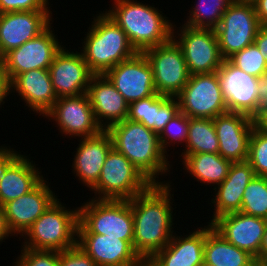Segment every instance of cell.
Instances as JSON below:
<instances>
[{"instance_id":"obj_1","label":"cell","mask_w":267,"mask_h":266,"mask_svg":"<svg viewBox=\"0 0 267 266\" xmlns=\"http://www.w3.org/2000/svg\"><path fill=\"white\" fill-rule=\"evenodd\" d=\"M169 183L151 184L129 200L134 219L133 248L141 259H150L162 250L174 234Z\"/></svg>"},{"instance_id":"obj_2","label":"cell","mask_w":267,"mask_h":266,"mask_svg":"<svg viewBox=\"0 0 267 266\" xmlns=\"http://www.w3.org/2000/svg\"><path fill=\"white\" fill-rule=\"evenodd\" d=\"M107 131L111 135L113 147L152 184L165 183L156 178L169 172L171 164L167 159L169 155L161 149L157 133L142 123L128 119L111 125Z\"/></svg>"},{"instance_id":"obj_3","label":"cell","mask_w":267,"mask_h":266,"mask_svg":"<svg viewBox=\"0 0 267 266\" xmlns=\"http://www.w3.org/2000/svg\"><path fill=\"white\" fill-rule=\"evenodd\" d=\"M161 12L157 7L137 0H114L112 9L105 11L126 33L139 53L172 39L173 27L176 28V25Z\"/></svg>"},{"instance_id":"obj_4","label":"cell","mask_w":267,"mask_h":266,"mask_svg":"<svg viewBox=\"0 0 267 266\" xmlns=\"http://www.w3.org/2000/svg\"><path fill=\"white\" fill-rule=\"evenodd\" d=\"M93 20L82 42L81 53L94 75H104L138 52L126 33L104 11Z\"/></svg>"},{"instance_id":"obj_5","label":"cell","mask_w":267,"mask_h":266,"mask_svg":"<svg viewBox=\"0 0 267 266\" xmlns=\"http://www.w3.org/2000/svg\"><path fill=\"white\" fill-rule=\"evenodd\" d=\"M61 204L57 198L32 224L23 235L22 247L60 252L77 245L79 208L67 210Z\"/></svg>"},{"instance_id":"obj_6","label":"cell","mask_w":267,"mask_h":266,"mask_svg":"<svg viewBox=\"0 0 267 266\" xmlns=\"http://www.w3.org/2000/svg\"><path fill=\"white\" fill-rule=\"evenodd\" d=\"M78 208L77 233L118 237L133 246L134 219L129 200H99L93 197Z\"/></svg>"},{"instance_id":"obj_7","label":"cell","mask_w":267,"mask_h":266,"mask_svg":"<svg viewBox=\"0 0 267 266\" xmlns=\"http://www.w3.org/2000/svg\"><path fill=\"white\" fill-rule=\"evenodd\" d=\"M152 183L114 147L109 151L97 183L91 188L94 199L130 200ZM97 194V195H96Z\"/></svg>"},{"instance_id":"obj_8","label":"cell","mask_w":267,"mask_h":266,"mask_svg":"<svg viewBox=\"0 0 267 266\" xmlns=\"http://www.w3.org/2000/svg\"><path fill=\"white\" fill-rule=\"evenodd\" d=\"M228 112L245 114L254 120L262 115L264 80L251 76L224 59L217 71Z\"/></svg>"},{"instance_id":"obj_9","label":"cell","mask_w":267,"mask_h":266,"mask_svg":"<svg viewBox=\"0 0 267 266\" xmlns=\"http://www.w3.org/2000/svg\"><path fill=\"white\" fill-rule=\"evenodd\" d=\"M176 97L180 112L189 118L213 119L228 112L217 72L190 75Z\"/></svg>"},{"instance_id":"obj_10","label":"cell","mask_w":267,"mask_h":266,"mask_svg":"<svg viewBox=\"0 0 267 266\" xmlns=\"http://www.w3.org/2000/svg\"><path fill=\"white\" fill-rule=\"evenodd\" d=\"M261 27L254 4L231 3L215 29L219 51L223 59L254 44Z\"/></svg>"},{"instance_id":"obj_11","label":"cell","mask_w":267,"mask_h":266,"mask_svg":"<svg viewBox=\"0 0 267 266\" xmlns=\"http://www.w3.org/2000/svg\"><path fill=\"white\" fill-rule=\"evenodd\" d=\"M143 53L153 70L156 93L176 97L190 77L181 47L172 38Z\"/></svg>"},{"instance_id":"obj_12","label":"cell","mask_w":267,"mask_h":266,"mask_svg":"<svg viewBox=\"0 0 267 266\" xmlns=\"http://www.w3.org/2000/svg\"><path fill=\"white\" fill-rule=\"evenodd\" d=\"M182 25L176 31L178 36L173 27L172 38L182 49L190 75L217 72L224 59L215 30Z\"/></svg>"},{"instance_id":"obj_13","label":"cell","mask_w":267,"mask_h":266,"mask_svg":"<svg viewBox=\"0 0 267 266\" xmlns=\"http://www.w3.org/2000/svg\"><path fill=\"white\" fill-rule=\"evenodd\" d=\"M50 25L39 36L25 42L18 48L4 55L3 73L10 82L23 72L35 69H49L55 55L61 50L60 45L51 30Z\"/></svg>"},{"instance_id":"obj_14","label":"cell","mask_w":267,"mask_h":266,"mask_svg":"<svg viewBox=\"0 0 267 266\" xmlns=\"http://www.w3.org/2000/svg\"><path fill=\"white\" fill-rule=\"evenodd\" d=\"M54 120L60 133L69 137H91L103 129L97 123L87 94L57 98L52 108L44 115Z\"/></svg>"},{"instance_id":"obj_15","label":"cell","mask_w":267,"mask_h":266,"mask_svg":"<svg viewBox=\"0 0 267 266\" xmlns=\"http://www.w3.org/2000/svg\"><path fill=\"white\" fill-rule=\"evenodd\" d=\"M105 75L128 104L156 94L153 70L144 53L120 62Z\"/></svg>"},{"instance_id":"obj_16","label":"cell","mask_w":267,"mask_h":266,"mask_svg":"<svg viewBox=\"0 0 267 266\" xmlns=\"http://www.w3.org/2000/svg\"><path fill=\"white\" fill-rule=\"evenodd\" d=\"M211 225L225 240L247 251L260 264V247L267 227V219L239 211L222 215Z\"/></svg>"},{"instance_id":"obj_17","label":"cell","mask_w":267,"mask_h":266,"mask_svg":"<svg viewBox=\"0 0 267 266\" xmlns=\"http://www.w3.org/2000/svg\"><path fill=\"white\" fill-rule=\"evenodd\" d=\"M62 47L49 67L53 90L57 98L78 96L87 92L94 75L82 53Z\"/></svg>"},{"instance_id":"obj_18","label":"cell","mask_w":267,"mask_h":266,"mask_svg":"<svg viewBox=\"0 0 267 266\" xmlns=\"http://www.w3.org/2000/svg\"><path fill=\"white\" fill-rule=\"evenodd\" d=\"M219 141L218 153L231 162L247 161L250 137L256 120L235 112H226L213 118Z\"/></svg>"},{"instance_id":"obj_19","label":"cell","mask_w":267,"mask_h":266,"mask_svg":"<svg viewBox=\"0 0 267 266\" xmlns=\"http://www.w3.org/2000/svg\"><path fill=\"white\" fill-rule=\"evenodd\" d=\"M50 10L0 14V51L3 55L39 36L52 23Z\"/></svg>"},{"instance_id":"obj_20","label":"cell","mask_w":267,"mask_h":266,"mask_svg":"<svg viewBox=\"0 0 267 266\" xmlns=\"http://www.w3.org/2000/svg\"><path fill=\"white\" fill-rule=\"evenodd\" d=\"M43 179L33 190L3 205L8 227L21 237L57 199Z\"/></svg>"},{"instance_id":"obj_21","label":"cell","mask_w":267,"mask_h":266,"mask_svg":"<svg viewBox=\"0 0 267 266\" xmlns=\"http://www.w3.org/2000/svg\"><path fill=\"white\" fill-rule=\"evenodd\" d=\"M80 247L97 266H138L142 260L128 241L93 233H77Z\"/></svg>"},{"instance_id":"obj_22","label":"cell","mask_w":267,"mask_h":266,"mask_svg":"<svg viewBox=\"0 0 267 266\" xmlns=\"http://www.w3.org/2000/svg\"><path fill=\"white\" fill-rule=\"evenodd\" d=\"M86 94L103 130L127 119L129 104L105 74L92 76Z\"/></svg>"},{"instance_id":"obj_23","label":"cell","mask_w":267,"mask_h":266,"mask_svg":"<svg viewBox=\"0 0 267 266\" xmlns=\"http://www.w3.org/2000/svg\"><path fill=\"white\" fill-rule=\"evenodd\" d=\"M73 158V173L84 186L91 189L98 181L103 164L113 148L111 135L102 130L95 136L80 138Z\"/></svg>"},{"instance_id":"obj_24","label":"cell","mask_w":267,"mask_h":266,"mask_svg":"<svg viewBox=\"0 0 267 266\" xmlns=\"http://www.w3.org/2000/svg\"><path fill=\"white\" fill-rule=\"evenodd\" d=\"M199 228L185 237L174 233L170 242L149 260L155 266H201L204 262L206 227Z\"/></svg>"},{"instance_id":"obj_25","label":"cell","mask_w":267,"mask_h":266,"mask_svg":"<svg viewBox=\"0 0 267 266\" xmlns=\"http://www.w3.org/2000/svg\"><path fill=\"white\" fill-rule=\"evenodd\" d=\"M255 172L248 161L232 162L225 180L215 190V198L211 199L214 205L212 223L216 218L234 212H239L242 205V197L245 188L255 177Z\"/></svg>"},{"instance_id":"obj_26","label":"cell","mask_w":267,"mask_h":266,"mask_svg":"<svg viewBox=\"0 0 267 266\" xmlns=\"http://www.w3.org/2000/svg\"><path fill=\"white\" fill-rule=\"evenodd\" d=\"M11 93L15 90L26 106L44 117L57 100L52 87L49 69H35L18 74L11 82Z\"/></svg>"},{"instance_id":"obj_27","label":"cell","mask_w":267,"mask_h":266,"mask_svg":"<svg viewBox=\"0 0 267 266\" xmlns=\"http://www.w3.org/2000/svg\"><path fill=\"white\" fill-rule=\"evenodd\" d=\"M177 97L153 94L129 104L127 119L144 124L158 135L178 112Z\"/></svg>"},{"instance_id":"obj_28","label":"cell","mask_w":267,"mask_h":266,"mask_svg":"<svg viewBox=\"0 0 267 266\" xmlns=\"http://www.w3.org/2000/svg\"><path fill=\"white\" fill-rule=\"evenodd\" d=\"M38 170L29 157L20 155L0 179V206L33 190L44 179Z\"/></svg>"},{"instance_id":"obj_29","label":"cell","mask_w":267,"mask_h":266,"mask_svg":"<svg viewBox=\"0 0 267 266\" xmlns=\"http://www.w3.org/2000/svg\"><path fill=\"white\" fill-rule=\"evenodd\" d=\"M204 262L212 266H254L256 259L247 251L225 240L212 227L206 226Z\"/></svg>"},{"instance_id":"obj_30","label":"cell","mask_w":267,"mask_h":266,"mask_svg":"<svg viewBox=\"0 0 267 266\" xmlns=\"http://www.w3.org/2000/svg\"><path fill=\"white\" fill-rule=\"evenodd\" d=\"M183 157L184 170L189 172L194 179L208 183L209 185H219L227 177L232 162L224 159L219 153H197L181 154Z\"/></svg>"},{"instance_id":"obj_31","label":"cell","mask_w":267,"mask_h":266,"mask_svg":"<svg viewBox=\"0 0 267 266\" xmlns=\"http://www.w3.org/2000/svg\"><path fill=\"white\" fill-rule=\"evenodd\" d=\"M182 154L218 153L219 141L213 119L189 118L188 137Z\"/></svg>"},{"instance_id":"obj_32","label":"cell","mask_w":267,"mask_h":266,"mask_svg":"<svg viewBox=\"0 0 267 266\" xmlns=\"http://www.w3.org/2000/svg\"><path fill=\"white\" fill-rule=\"evenodd\" d=\"M189 11L184 25L191 28L216 29L232 0H199Z\"/></svg>"},{"instance_id":"obj_33","label":"cell","mask_w":267,"mask_h":266,"mask_svg":"<svg viewBox=\"0 0 267 266\" xmlns=\"http://www.w3.org/2000/svg\"><path fill=\"white\" fill-rule=\"evenodd\" d=\"M242 213L267 219V177L255 176L242 197Z\"/></svg>"},{"instance_id":"obj_34","label":"cell","mask_w":267,"mask_h":266,"mask_svg":"<svg viewBox=\"0 0 267 266\" xmlns=\"http://www.w3.org/2000/svg\"><path fill=\"white\" fill-rule=\"evenodd\" d=\"M228 60L251 76L261 79L267 78V63L255 44L234 53Z\"/></svg>"},{"instance_id":"obj_35","label":"cell","mask_w":267,"mask_h":266,"mask_svg":"<svg viewBox=\"0 0 267 266\" xmlns=\"http://www.w3.org/2000/svg\"><path fill=\"white\" fill-rule=\"evenodd\" d=\"M247 161L256 176L267 177V131L258 123L250 137Z\"/></svg>"},{"instance_id":"obj_36","label":"cell","mask_w":267,"mask_h":266,"mask_svg":"<svg viewBox=\"0 0 267 266\" xmlns=\"http://www.w3.org/2000/svg\"><path fill=\"white\" fill-rule=\"evenodd\" d=\"M188 126L189 117L180 111L165 125L164 129L158 136L161 149L166 154V150H168V147H170V143H173L174 145L177 142L182 144L183 142L185 143L187 141Z\"/></svg>"},{"instance_id":"obj_37","label":"cell","mask_w":267,"mask_h":266,"mask_svg":"<svg viewBox=\"0 0 267 266\" xmlns=\"http://www.w3.org/2000/svg\"><path fill=\"white\" fill-rule=\"evenodd\" d=\"M18 258L14 262L15 266H59L58 251L33 250L23 247Z\"/></svg>"},{"instance_id":"obj_38","label":"cell","mask_w":267,"mask_h":266,"mask_svg":"<svg viewBox=\"0 0 267 266\" xmlns=\"http://www.w3.org/2000/svg\"><path fill=\"white\" fill-rule=\"evenodd\" d=\"M49 0H0V14L16 11L50 10Z\"/></svg>"},{"instance_id":"obj_39","label":"cell","mask_w":267,"mask_h":266,"mask_svg":"<svg viewBox=\"0 0 267 266\" xmlns=\"http://www.w3.org/2000/svg\"><path fill=\"white\" fill-rule=\"evenodd\" d=\"M59 266H97L77 245L59 252Z\"/></svg>"},{"instance_id":"obj_40","label":"cell","mask_w":267,"mask_h":266,"mask_svg":"<svg viewBox=\"0 0 267 266\" xmlns=\"http://www.w3.org/2000/svg\"><path fill=\"white\" fill-rule=\"evenodd\" d=\"M21 154L14 149H9L0 146V179L5 174L7 168L20 156Z\"/></svg>"},{"instance_id":"obj_41","label":"cell","mask_w":267,"mask_h":266,"mask_svg":"<svg viewBox=\"0 0 267 266\" xmlns=\"http://www.w3.org/2000/svg\"><path fill=\"white\" fill-rule=\"evenodd\" d=\"M254 44L257 46L267 63V26H261L259 28Z\"/></svg>"},{"instance_id":"obj_42","label":"cell","mask_w":267,"mask_h":266,"mask_svg":"<svg viewBox=\"0 0 267 266\" xmlns=\"http://www.w3.org/2000/svg\"><path fill=\"white\" fill-rule=\"evenodd\" d=\"M254 7L260 25L267 26V0H257Z\"/></svg>"},{"instance_id":"obj_43","label":"cell","mask_w":267,"mask_h":266,"mask_svg":"<svg viewBox=\"0 0 267 266\" xmlns=\"http://www.w3.org/2000/svg\"><path fill=\"white\" fill-rule=\"evenodd\" d=\"M11 93L10 80L4 74H0V106L5 103L4 99Z\"/></svg>"},{"instance_id":"obj_44","label":"cell","mask_w":267,"mask_h":266,"mask_svg":"<svg viewBox=\"0 0 267 266\" xmlns=\"http://www.w3.org/2000/svg\"><path fill=\"white\" fill-rule=\"evenodd\" d=\"M9 235L13 236L12 232L8 227L3 206H0V244L1 242H3V240L7 239Z\"/></svg>"},{"instance_id":"obj_45","label":"cell","mask_w":267,"mask_h":266,"mask_svg":"<svg viewBox=\"0 0 267 266\" xmlns=\"http://www.w3.org/2000/svg\"><path fill=\"white\" fill-rule=\"evenodd\" d=\"M266 262H267V227L260 247V264L264 265Z\"/></svg>"},{"instance_id":"obj_46","label":"cell","mask_w":267,"mask_h":266,"mask_svg":"<svg viewBox=\"0 0 267 266\" xmlns=\"http://www.w3.org/2000/svg\"><path fill=\"white\" fill-rule=\"evenodd\" d=\"M262 111H267V78H265L263 85Z\"/></svg>"},{"instance_id":"obj_47","label":"cell","mask_w":267,"mask_h":266,"mask_svg":"<svg viewBox=\"0 0 267 266\" xmlns=\"http://www.w3.org/2000/svg\"><path fill=\"white\" fill-rule=\"evenodd\" d=\"M257 123L267 131V111H262V115L257 120Z\"/></svg>"},{"instance_id":"obj_48","label":"cell","mask_w":267,"mask_h":266,"mask_svg":"<svg viewBox=\"0 0 267 266\" xmlns=\"http://www.w3.org/2000/svg\"><path fill=\"white\" fill-rule=\"evenodd\" d=\"M138 266H155L149 259H142Z\"/></svg>"},{"instance_id":"obj_49","label":"cell","mask_w":267,"mask_h":266,"mask_svg":"<svg viewBox=\"0 0 267 266\" xmlns=\"http://www.w3.org/2000/svg\"><path fill=\"white\" fill-rule=\"evenodd\" d=\"M257 0H232V3L254 4Z\"/></svg>"},{"instance_id":"obj_50","label":"cell","mask_w":267,"mask_h":266,"mask_svg":"<svg viewBox=\"0 0 267 266\" xmlns=\"http://www.w3.org/2000/svg\"><path fill=\"white\" fill-rule=\"evenodd\" d=\"M4 68V55L0 51V74L3 73Z\"/></svg>"},{"instance_id":"obj_51","label":"cell","mask_w":267,"mask_h":266,"mask_svg":"<svg viewBox=\"0 0 267 266\" xmlns=\"http://www.w3.org/2000/svg\"><path fill=\"white\" fill-rule=\"evenodd\" d=\"M201 266H212V265L203 262V264Z\"/></svg>"},{"instance_id":"obj_52","label":"cell","mask_w":267,"mask_h":266,"mask_svg":"<svg viewBox=\"0 0 267 266\" xmlns=\"http://www.w3.org/2000/svg\"><path fill=\"white\" fill-rule=\"evenodd\" d=\"M254 266H262L261 264H259V263H256Z\"/></svg>"}]
</instances>
